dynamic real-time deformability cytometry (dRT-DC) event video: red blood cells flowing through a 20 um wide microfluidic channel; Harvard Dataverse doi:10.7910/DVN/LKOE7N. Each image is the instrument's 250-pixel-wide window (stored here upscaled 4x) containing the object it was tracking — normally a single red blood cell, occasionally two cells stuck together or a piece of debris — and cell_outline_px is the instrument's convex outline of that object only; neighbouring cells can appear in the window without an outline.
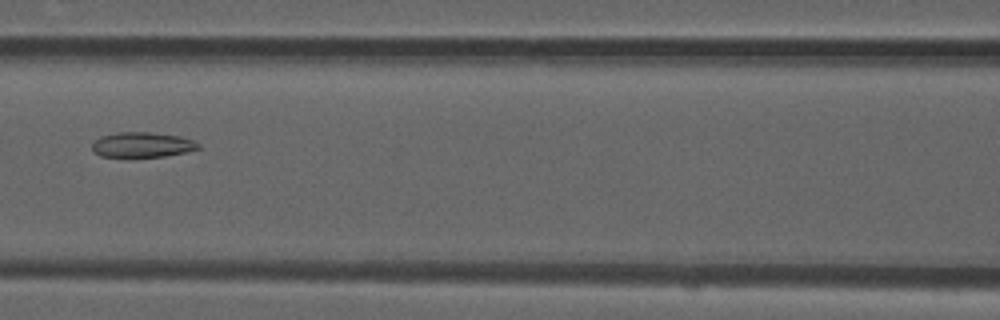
{"species": "common noctule bat (a hibernating species)", "species_latin": "Nyctalus noctula", "temperature_condition": "room temperature", "stored_images_in_passage": 3, "camera_frame_rate_fps": 3000, "um_per_image_px": 0.085, "animal": {"sex": "male", "forearm_length_mm": 52.5}, "frame": {"image": 1, "passage_image": 3, "time_ms": 0.667, "image_size_px": [1000, 320], "cell_outline_px": [[200, 148], [184, 152], [164, 156], [100, 156], [92, 152], [92, 144], [100, 136], [116, 132], [148, 132], [180, 136], [192, 140], [200, 144]], "centroid_in_image_um": [12.06, 12.29], "position_along_channel_um": 154.5, "area_um2": 15.37}}